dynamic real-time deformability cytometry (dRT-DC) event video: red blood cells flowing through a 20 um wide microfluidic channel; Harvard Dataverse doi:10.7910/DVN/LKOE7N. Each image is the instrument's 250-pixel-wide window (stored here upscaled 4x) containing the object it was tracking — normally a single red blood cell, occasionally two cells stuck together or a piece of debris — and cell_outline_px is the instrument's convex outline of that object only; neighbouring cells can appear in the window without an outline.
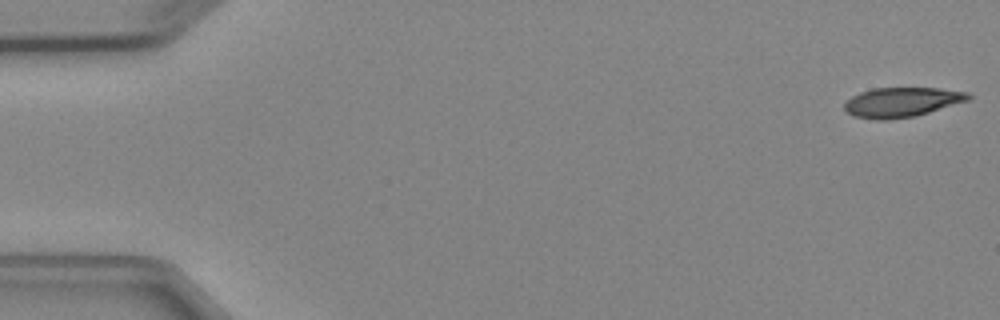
{"species": "Egyptian fruit bat (a non-hibernating species)", "species_latin": "Rousettus aegyptiacus", "temperature_condition": "cold", "stored_images_in_passage": 5, "camera_frame_rate_fps": 3000, "um_per_image_px": 0.085, "animal": {"sex": "female"}, "frame": {"image": 1, "passage_image": 1, "time_ms": 0.0, "image_size_px": [1000, 320], "cell_outline_px": [[972, 96], [968, 100], [916, 116], [888, 120], [876, 120], [852, 116], [844, 112], [844, 104], [852, 96], [860, 92], [872, 88], [940, 88], [968, 92]], "centroid_in_image_um": [76.61, 8.69], "position_along_channel_um": 8.4, "area_um2": 21.56}}
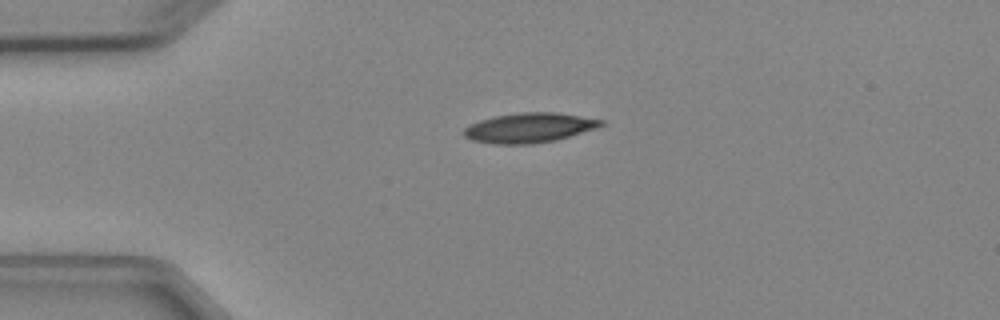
{"frame": {"image": 2, "passage_image": 4, "time_ms": 3.667, "image_size_px": [1000, 320], "cell_outline_px": [[604, 124], [596, 128], [556, 140], [532, 144], [496, 144], [472, 140], [464, 136], [464, 128], [468, 124], [480, 120], [496, 116], [520, 112], [556, 112], [604, 120]], "centroid_in_image_um": [44.97, 10.86], "position_along_channel_um": 40.0, "area_um2": 23.7}}